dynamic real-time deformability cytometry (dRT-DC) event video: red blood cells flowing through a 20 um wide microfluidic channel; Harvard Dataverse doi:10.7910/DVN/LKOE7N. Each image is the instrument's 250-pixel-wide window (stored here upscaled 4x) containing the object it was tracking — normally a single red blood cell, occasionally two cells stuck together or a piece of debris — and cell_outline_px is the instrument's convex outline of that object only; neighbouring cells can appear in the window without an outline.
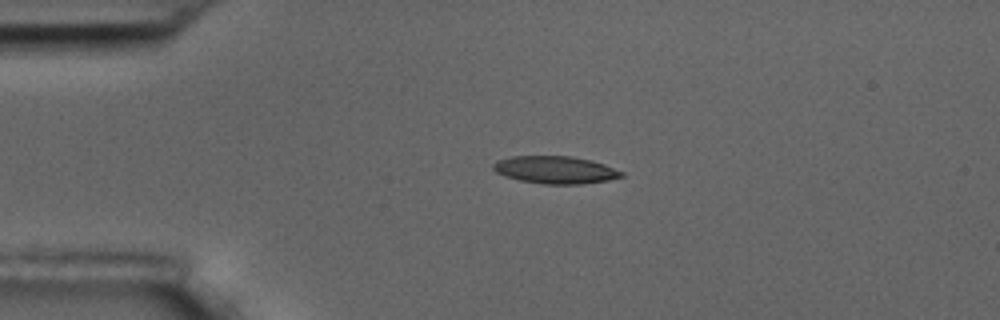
{"species": "common noctule bat (a hibernating species)", "species_latin": "Nyctalus noctula", "temperature_condition": "room temperature", "stored_images_in_passage": 45, "camera_frame_rate_fps": 3000, "um_per_image_px": 0.085, "animal": {"sex": "male", "body_mass_g": 17.5, "forearm_length_mm": 52.3}, "frame": {"image": 1, "passage_image": 1, "time_ms": 0.0, "image_size_px": [1000, 320], "cell_outline_px": [[624, 176], [608, 180], [580, 184], [544, 184], [520, 180], [504, 176], [496, 172], [492, 168], [492, 164], [496, 160], [512, 156], [572, 156], [592, 160], [604, 164], [624, 172]], "centroid_in_image_um": [47.19, 14.43], "position_along_channel_um": 37.8, "area_um2": 20.63}}
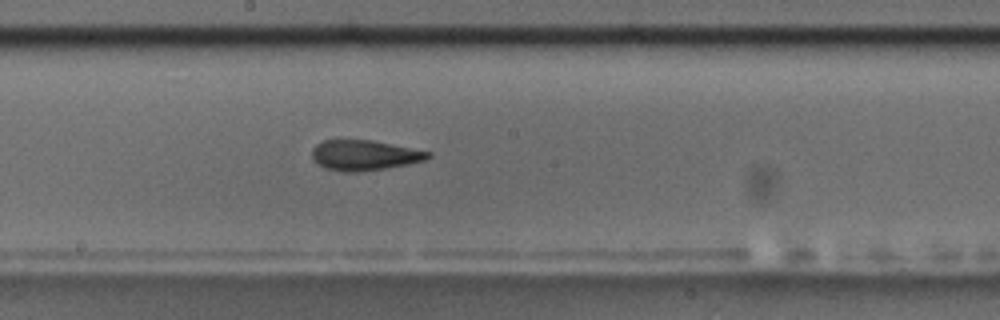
{"frame": {"image": 2, "passage_image": 19, "time_ms": 6.0, "image_size_px": [1000, 320], "cell_outline_px": [[432, 156], [424, 160], [408, 164], [360, 172], [344, 172], [324, 168], [312, 160], [312, 148], [316, 144], [324, 140], [372, 140], [432, 152]], "centroid_in_image_um": [30.95, 13.2], "position_along_channel_um": 217.3, "area_um2": 20.52}}
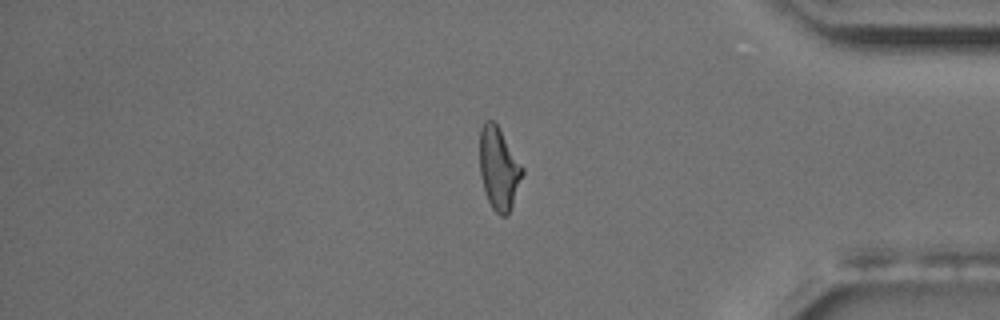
{"frame": {"image": 3, "passage_image": 36, "time_ms": 11.667, "image_size_px": [1000, 320], "cell_outline_px": [[524, 172], [508, 216], [500, 216], [492, 208], [488, 200], [480, 176], [480, 128], [484, 120], [492, 120], [496, 124], [524, 168]], "centroid_in_image_um": [42.39, 14.33], "position_along_channel_um": 392.8, "area_um2": 20.35}, "authors_computed_cell_mechanics": {"area_um2": 20.7502, "velocity_mm_per_s": 3.5305, "shape_relaxation_time_tau1_ms": 6.065, "shape_relaxation_time_tau2_ms": 2.2606, "deformation_change_tau1": 0.1834, "deformation_change_tau2": 0.1095}}